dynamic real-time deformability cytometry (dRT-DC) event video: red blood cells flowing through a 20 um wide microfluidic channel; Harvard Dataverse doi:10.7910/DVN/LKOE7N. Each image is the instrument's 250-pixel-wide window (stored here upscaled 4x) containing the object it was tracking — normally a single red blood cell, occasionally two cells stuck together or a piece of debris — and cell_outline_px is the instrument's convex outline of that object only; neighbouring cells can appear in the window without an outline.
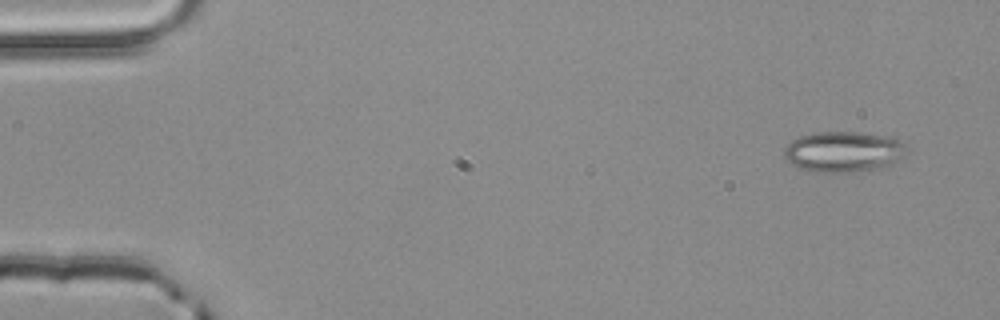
{"species": "common noctule bat (a hibernating species)", "species_latin": "Nyctalus noctula", "temperature_condition": "room temperature", "stored_images_in_passage": 4, "camera_frame_rate_fps": 3000, "um_per_image_px": 0.085, "animal": {"sex": "male", "body_mass_g": 20.4}, "frame": {"image": 1, "passage_image": 1, "time_ms": 0.0, "image_size_px": [1000, 320], "cell_outline_px": [[904, 156], [884, 168], [856, 172], [812, 172], [796, 168], [784, 156], [784, 148], [792, 140], [800, 136], [812, 132], [864, 132], [892, 136], [904, 144]], "centroid_in_image_um": [71.68, 12.9], "position_along_channel_um": 13.3, "area_um2": 29.42}}
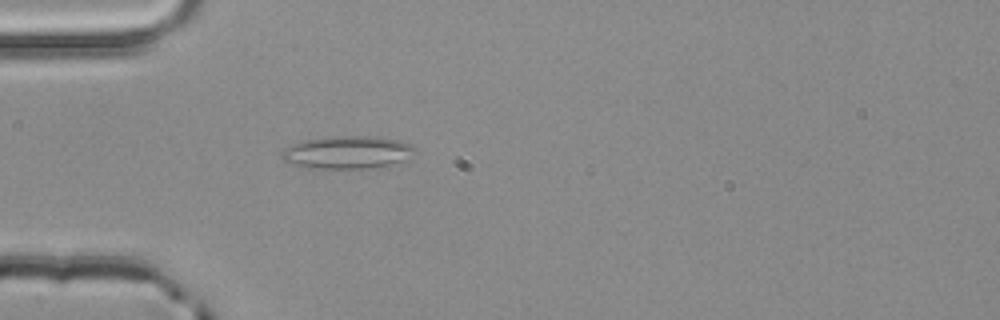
{"frame": {"image": 2, "passage_image": 4, "time_ms": 1.0, "image_size_px": [1000, 320], "cell_outline_px": [[416, 152], [392, 164], [368, 168], [320, 168], [288, 164], [280, 156], [280, 152], [284, 148], [292, 144], [304, 140], [340, 136], [376, 136], [400, 140], [412, 144], [416, 148]], "centroid_in_image_um": [29.51, 12.93], "position_along_channel_um": 55.5, "area_um2": 25.26}}